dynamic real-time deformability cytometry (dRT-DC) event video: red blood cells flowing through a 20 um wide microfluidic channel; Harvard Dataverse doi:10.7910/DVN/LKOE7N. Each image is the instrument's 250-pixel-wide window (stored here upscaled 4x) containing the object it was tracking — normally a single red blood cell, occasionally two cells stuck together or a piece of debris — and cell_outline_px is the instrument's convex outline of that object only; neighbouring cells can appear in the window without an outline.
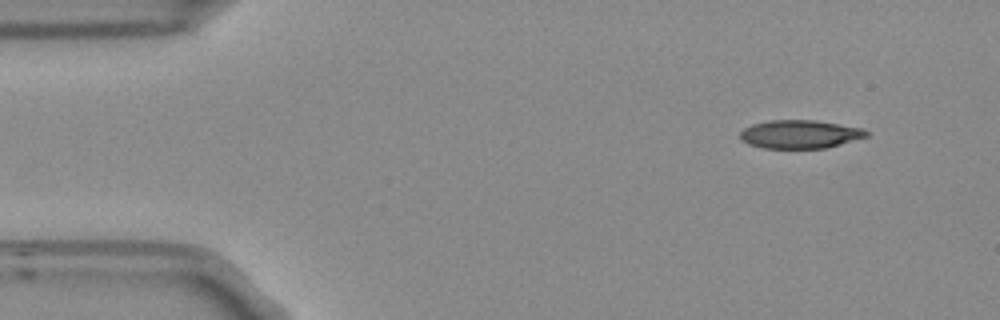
{"species": "Egyptian fruit bat (a non-hibernating species)", "species_latin": "Rousettus aegyptiacus", "temperature_condition": "room temperature", "stored_images_in_passage": 49, "camera_frame_rate_fps": 3000, "um_per_image_px": 0.085, "frame": {"image": 1, "passage_image": 1, "time_ms": 0.0, "image_size_px": [1000, 320], "cell_outline_px": [[868, 136], [824, 148], [764, 148], [748, 144], [740, 136], [740, 132], [744, 128], [752, 124], [768, 120], [812, 120], [864, 128], [868, 132]], "centroid_in_image_um": [67.98, 11.4], "position_along_channel_um": 17.0, "area_um2": 20.63}}
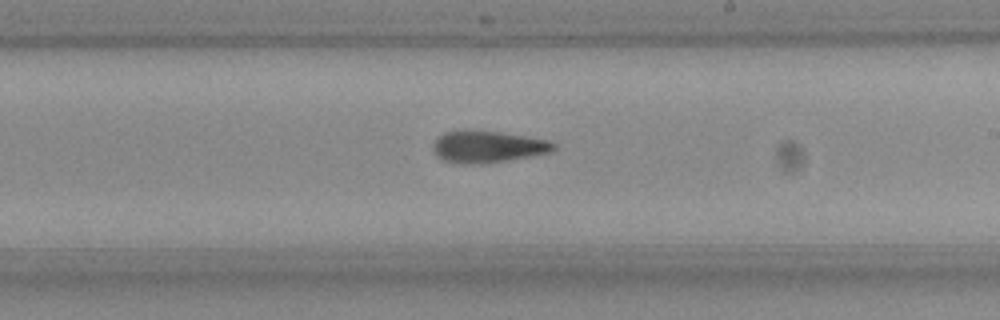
{"frame": {"image": 2, "passage_image": 26, "time_ms": 8.333, "image_size_px": [1000, 320], "cell_outline_px": [[556, 148], [548, 152], [504, 160], [476, 164], [460, 164], [444, 160], [436, 156], [432, 148], [436, 140], [444, 132], [468, 128], [500, 132], [548, 140], [556, 144]], "centroid_in_image_um": [41.38, 12.44], "position_along_channel_um": 247.6, "area_um2": 22.25}}
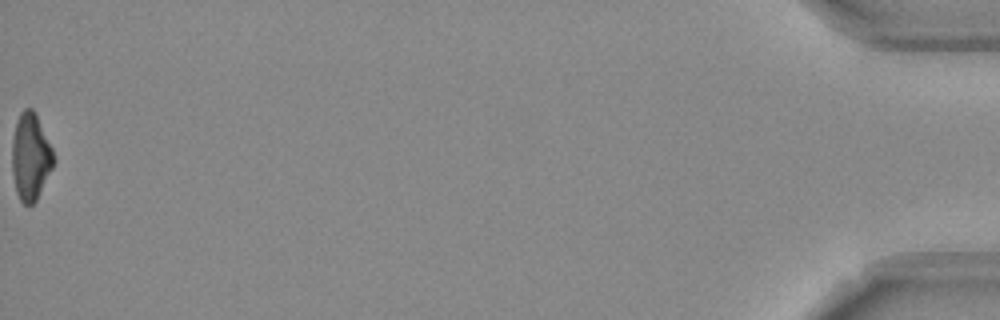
{"frame": {"image": 3, "passage_image": 49, "time_ms": 16.0, "image_size_px": [1000, 320], "cell_outline_px": [[56, 160], [36, 200], [32, 204], [24, 204], [20, 200], [16, 192], [12, 172], [12, 140], [16, 120], [20, 112], [24, 108], [32, 108], [36, 112], [52, 148]], "centroid_in_image_um": [2.59, 13.28], "position_along_channel_um": 432.6, "area_um2": 21.21}, "authors_computed_cell_mechanics": {"area_um2": 21.8484, "velocity_mm_per_s": 3.8226, "shape_relaxation_time_tau1_ms": 5.4281, "shape_relaxation_time_tau2_ms": 3.737, "deformation_change_tau1": 0.1933, "deformation_change_tau2": 0.1355}}